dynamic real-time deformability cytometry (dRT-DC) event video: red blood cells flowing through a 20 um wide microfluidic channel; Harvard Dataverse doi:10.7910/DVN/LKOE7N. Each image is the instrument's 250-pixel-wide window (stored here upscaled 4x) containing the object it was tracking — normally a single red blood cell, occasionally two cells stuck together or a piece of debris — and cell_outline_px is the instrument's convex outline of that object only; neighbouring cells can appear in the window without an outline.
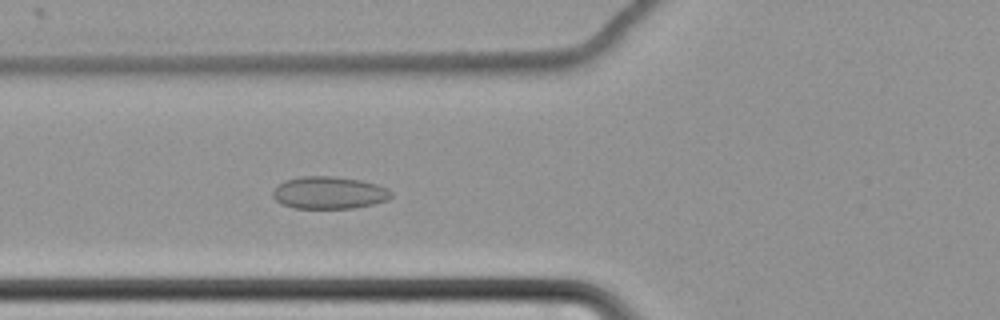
{"species": "common noctule bat (a hibernating species)", "species_latin": "Nyctalus noctula", "temperature_condition": "cold", "stored_images_in_passage": 65, "camera_frame_rate_fps": 3000, "um_per_image_px": 0.085, "animal": {"sex": "female", "body_mass_g": 22.7, "forearm_length_mm": 54.2}, "frame": {"image": 1, "passage_image": 28, "time_ms": 9.0, "image_size_px": [1000, 320], "cell_outline_px": [[392, 196], [388, 200], [372, 204], [352, 208], [292, 208], [276, 200], [272, 196], [272, 192], [284, 180], [304, 176], [332, 176], [360, 180], [376, 184], [388, 188], [392, 192]], "centroid_in_image_um": [27.99, 16.38], "position_along_channel_um": 97.8, "area_um2": 22.2}}
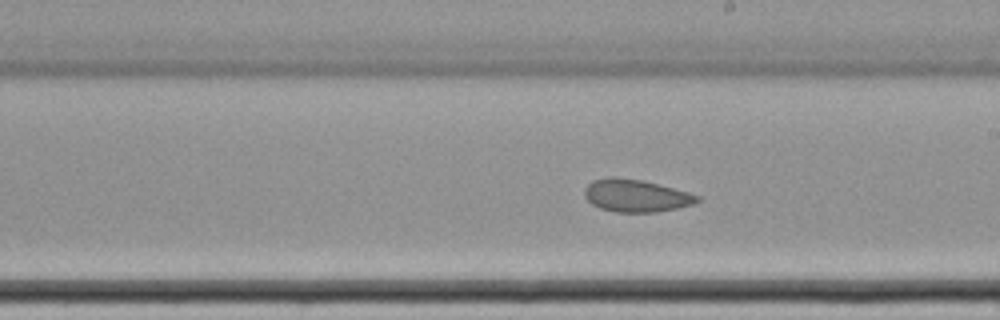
{"frame": {"image": 2, "passage_image": 40, "time_ms": 13.0, "image_size_px": [1000, 320], "cell_outline_px": [[700, 200], [692, 204], [676, 208], [652, 212], [616, 212], [600, 208], [592, 204], [584, 196], [584, 188], [592, 180], [608, 176], [616, 176], [644, 180], [688, 192], [700, 196]], "centroid_in_image_um": [54.01, 16.61], "position_along_channel_um": 235.0, "area_um2": 21.44}}
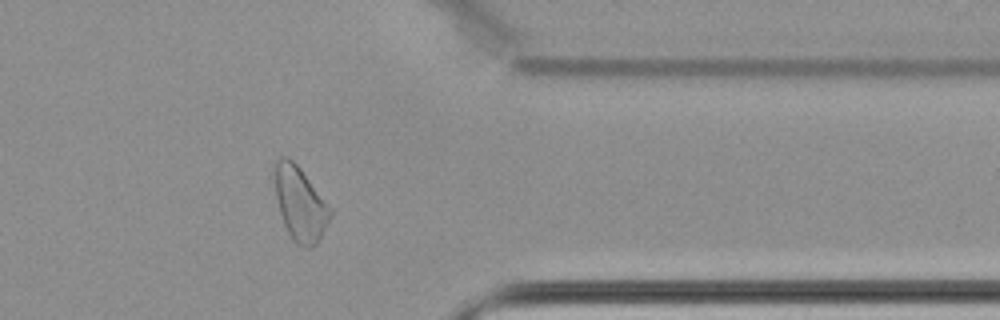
{"frame": {"image": 3, "passage_image": 54, "time_ms": 17.667, "image_size_px": [1000, 320], "cell_outline_px": [[332, 216], [316, 244], [312, 248], [308, 248], [296, 244], [292, 240], [284, 224], [280, 212], [276, 196], [276, 156], [288, 156], [300, 168], [332, 208]], "centroid_in_image_um": [25.53, 17.33], "position_along_channel_um": 385.9, "area_um2": 23.76}, "authors_computed_cell_mechanics": {"area_um2": 24.6228, "velocity_mm_per_s": 3.4315, "shape_relaxation_time_tau1_ms": null, "shape_relaxation_time_tau2_ms": 2.8079, "deformation_change_tau1": null, "deformation_change_tau2": 0.0761}}